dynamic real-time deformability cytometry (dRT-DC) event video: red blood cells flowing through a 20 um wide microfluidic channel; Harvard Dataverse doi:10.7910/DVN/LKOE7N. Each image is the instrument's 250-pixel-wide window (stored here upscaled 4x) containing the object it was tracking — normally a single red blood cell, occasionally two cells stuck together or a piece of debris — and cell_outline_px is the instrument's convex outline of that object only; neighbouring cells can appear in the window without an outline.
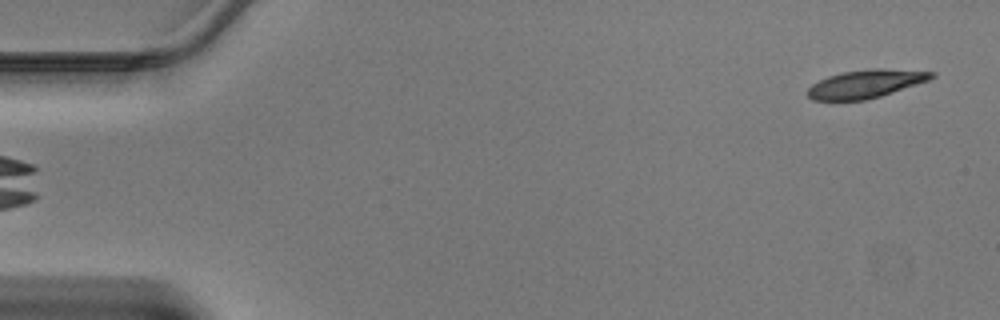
{"species": "Egyptian fruit bat (a non-hibernating species)", "species_latin": "Rousettus aegyptiacus", "temperature_condition": "warm", "stored_images_in_passage": 46, "camera_frame_rate_fps": 3000, "um_per_image_px": 0.085, "animal": {"sex": "male"}, "frame": {"image": 1, "passage_image": 2, "time_ms": 0.333, "image_size_px": [1000, 320], "cell_outline_px": [[936, 76], [928, 80], [880, 96], [864, 100], [812, 100], [808, 96], [808, 88], [812, 84], [828, 76], [840, 72], [868, 68], [884, 68], [936, 72]], "centroid_in_image_um": [73.58, 7.11], "position_along_channel_um": 11.4, "area_um2": 20.29}}
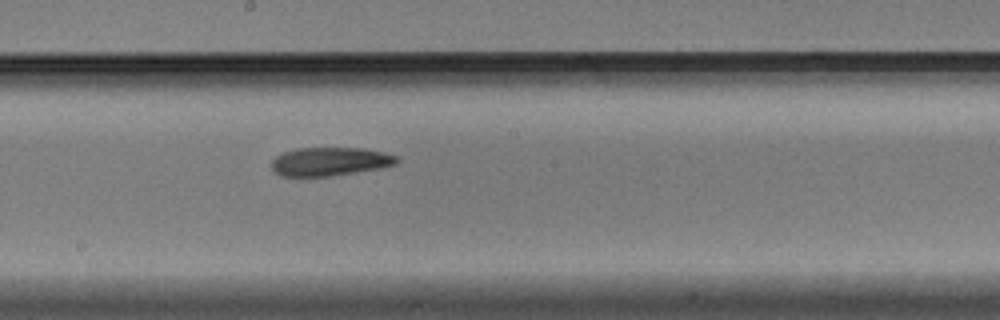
{"frame": {"image": 2, "passage_image": 25, "time_ms": 8.0, "image_size_px": [1000, 320], "cell_outline_px": [[400, 160], [396, 164], [380, 168], [328, 176], [280, 176], [272, 168], [272, 160], [276, 156], [284, 152], [296, 148], [364, 148], [384, 152], [396, 156]], "centroid_in_image_um": [28.05, 13.72], "position_along_channel_um": 220.2, "area_um2": 20.69}}
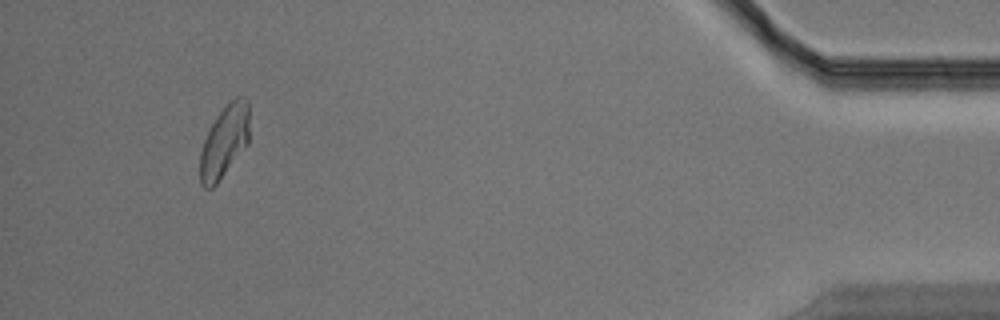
{"frame": {"image": 3, "passage_image": 43, "time_ms": 14.0, "image_size_px": [1000, 320], "cell_outline_px": [[248, 144], [216, 184], [212, 188], [204, 188], [200, 184], [200, 152], [204, 140], [212, 124], [220, 112], [236, 96], [244, 96], [248, 100]], "centroid_in_image_um": [19.07, 12.04], "position_along_channel_um": 416.1, "area_um2": 20.46}}